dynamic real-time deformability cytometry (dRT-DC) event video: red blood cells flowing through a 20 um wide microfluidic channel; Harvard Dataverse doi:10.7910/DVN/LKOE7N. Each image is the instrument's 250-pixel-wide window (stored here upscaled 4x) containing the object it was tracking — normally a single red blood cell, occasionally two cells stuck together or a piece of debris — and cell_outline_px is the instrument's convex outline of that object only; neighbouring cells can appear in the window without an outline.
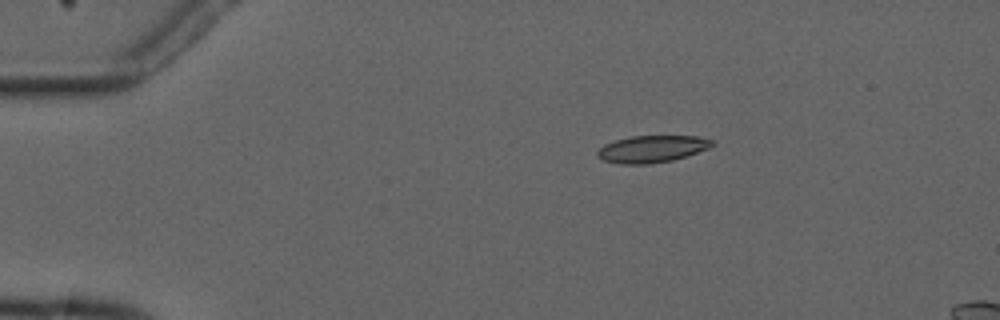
{"species": "common noctule bat (a hibernating species)", "species_latin": "Nyctalus noctula", "temperature_condition": "cold", "stored_images_in_passage": 5, "camera_frame_rate_fps": 3000, "um_per_image_px": 0.085, "animal": {"sex": "male", "forearm_length_mm": 52.5}, "frame": {"image": 1, "passage_image": 3, "time_ms": 3.0, "image_size_px": [1000, 320], "cell_outline_px": [[716, 144], [708, 148], [672, 160], [648, 164], [620, 164], [604, 160], [596, 156], [596, 152], [604, 144], [616, 140], [632, 136], [696, 136], [712, 140]], "centroid_in_image_um": [55.38, 12.66], "position_along_channel_um": 29.6, "area_um2": 17.86}}
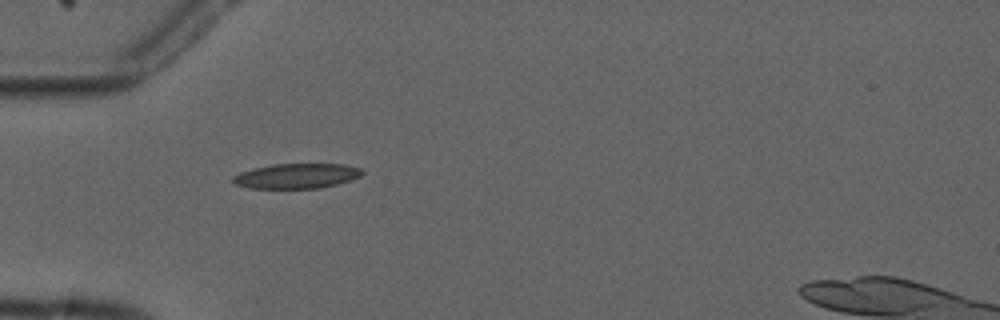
{"frame": {"image": 2, "passage_image": 5, "time_ms": 5.333, "image_size_px": [1000, 320], "cell_outline_px": [[364, 172], [360, 176], [336, 184], [320, 188], [248, 188], [236, 184], [232, 180], [232, 176], [240, 172], [252, 168], [272, 164], [344, 164], [360, 168]], "centroid_in_image_um": [25.18, 14.95], "position_along_channel_um": 59.8, "area_um2": 18.73}}